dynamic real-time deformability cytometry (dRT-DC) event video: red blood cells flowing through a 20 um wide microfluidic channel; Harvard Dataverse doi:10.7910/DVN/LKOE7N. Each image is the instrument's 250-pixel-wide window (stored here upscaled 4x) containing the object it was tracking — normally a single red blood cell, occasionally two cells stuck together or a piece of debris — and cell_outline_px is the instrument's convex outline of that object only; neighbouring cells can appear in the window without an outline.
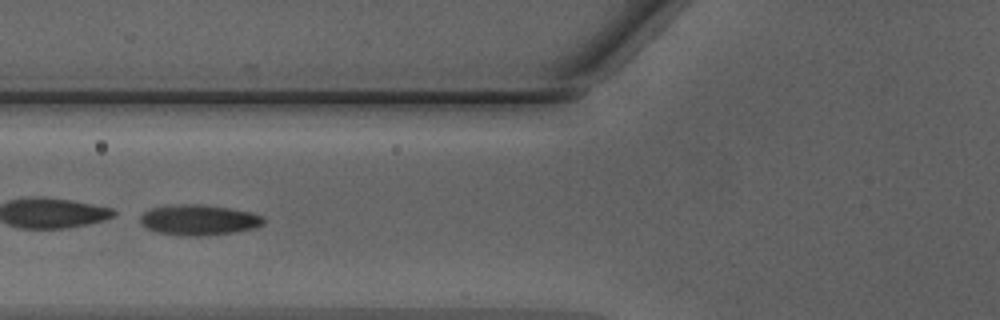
{"species": "Egyptian fruit bat (a non-hibernating species)", "species_latin": "Rousettus aegyptiacus", "temperature_condition": "warm", "stored_images_in_passage": 31, "camera_frame_rate_fps": 3000, "um_per_image_px": 0.085, "animal": {"sex": "male"}, "frame": {"image": 1, "passage_image": 5, "time_ms": 1.333, "image_size_px": [1000, 320], "cell_outline_px": [[264, 224], [252, 228], [232, 232], [200, 236], [180, 236], [156, 232], [140, 224], [140, 216], [144, 212], [152, 208], [176, 204], [204, 204], [252, 212], [264, 216]], "centroid_in_image_um": [16.88, 18.69], "position_along_channel_um": 108.9, "area_um2": 21.96}, "authors_computed_cell_mechanics": {"area_um2": 21.675, "velocity_mm_per_s": 4.2792, "shape_relaxation_time_tau1_ms": 0.4606, "shape_relaxation_time_tau2_ms": 1.1521, "deformation_change_tau1": 0.3317, "deformation_change_tau2": 0.0687}}